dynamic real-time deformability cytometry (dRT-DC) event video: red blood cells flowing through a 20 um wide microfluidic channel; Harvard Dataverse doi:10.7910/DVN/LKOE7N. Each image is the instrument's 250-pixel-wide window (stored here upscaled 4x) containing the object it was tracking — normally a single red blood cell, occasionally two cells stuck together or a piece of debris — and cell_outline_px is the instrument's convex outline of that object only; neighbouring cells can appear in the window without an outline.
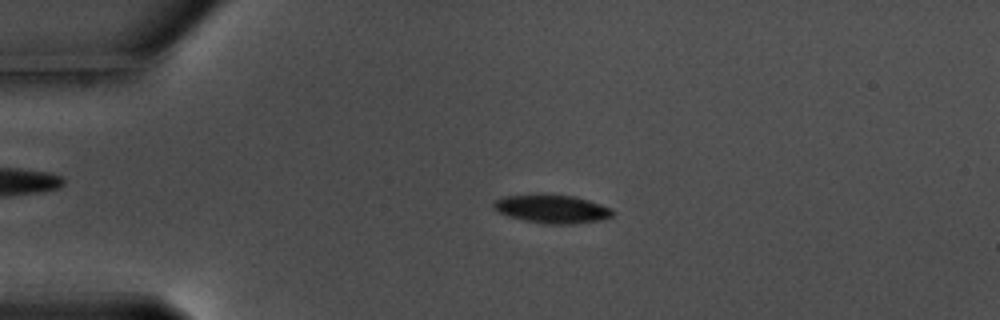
{"species": "common noctule bat (a hibernating species)", "species_latin": "Nyctalus noctula", "temperature_condition": "warm", "stored_images_in_passage": 57, "camera_frame_rate_fps": 3000, "um_per_image_px": 0.085, "animal": {"sex": "male", "body_mass_g": 17.5, "forearm_length_mm": 52.3}, "frame": {"image": 1, "passage_image": 13, "time_ms": 4.0, "image_size_px": [1000, 320], "cell_outline_px": [[616, 212], [612, 216], [600, 220], [572, 224], [544, 224], [524, 220], [508, 216], [492, 208], [492, 204], [496, 200], [504, 196], [536, 192], [540, 192], [576, 196], [612, 208]], "centroid_in_image_um": [46.9, 17.72], "position_along_channel_um": 38.1, "area_um2": 20.35}}
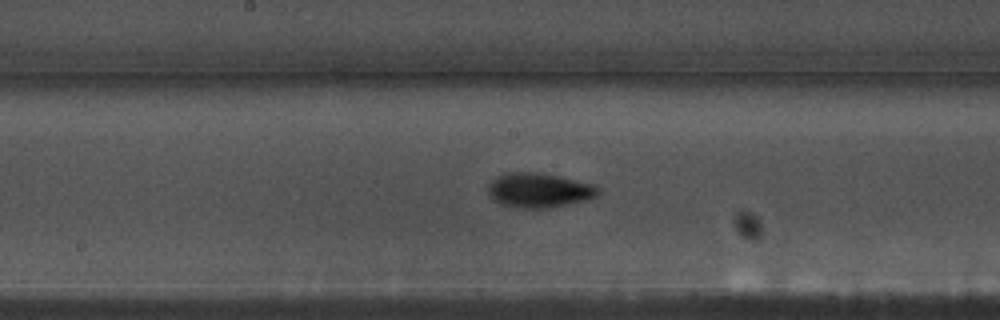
{"frame": {"image": 2, "passage_image": 30, "time_ms": 9.667, "image_size_px": [1000, 320], "cell_outline_px": [[600, 192], [596, 196], [588, 200], [552, 208], [512, 208], [500, 204], [492, 200], [488, 192], [488, 184], [496, 176], [504, 172], [536, 172], [556, 176], [592, 184], [600, 188]], "centroid_in_image_um": [45.77, 16.19], "position_along_channel_um": 202.4, "area_um2": 22.48}}
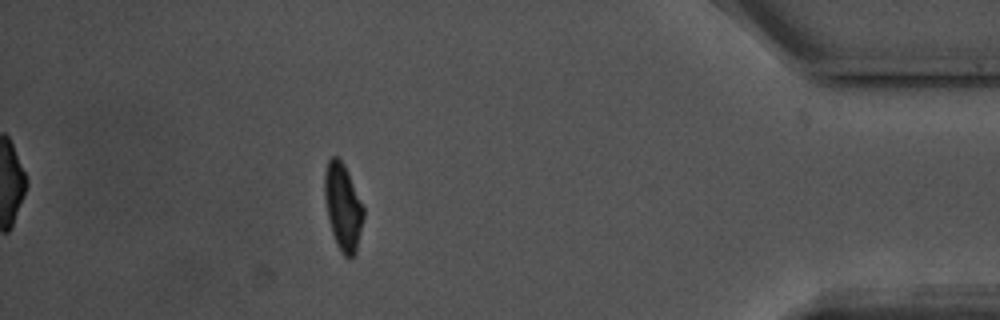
{"frame": {"image": 3, "passage_image": 51, "time_ms": 16.667, "image_size_px": [1000, 320], "cell_outline_px": [[364, 216], [356, 252], [348, 260], [340, 252], [336, 244], [332, 232], [328, 216], [324, 196], [324, 172], [328, 160], [332, 156], [336, 156], [344, 164], [364, 208]], "centroid_in_image_um": [29.14, 17.61], "position_along_channel_um": 406.1, "area_um2": 19.59}, "authors_computed_cell_mechanics": {"area_um2": 19.652, "velocity_mm_per_s": 3.5598, "shape_relaxation_time_tau1_ms": 2.3543, "shape_relaxation_time_tau2_ms": 3.4036, "deformation_change_tau1": 0.1275, "deformation_change_tau2": 0.078}}